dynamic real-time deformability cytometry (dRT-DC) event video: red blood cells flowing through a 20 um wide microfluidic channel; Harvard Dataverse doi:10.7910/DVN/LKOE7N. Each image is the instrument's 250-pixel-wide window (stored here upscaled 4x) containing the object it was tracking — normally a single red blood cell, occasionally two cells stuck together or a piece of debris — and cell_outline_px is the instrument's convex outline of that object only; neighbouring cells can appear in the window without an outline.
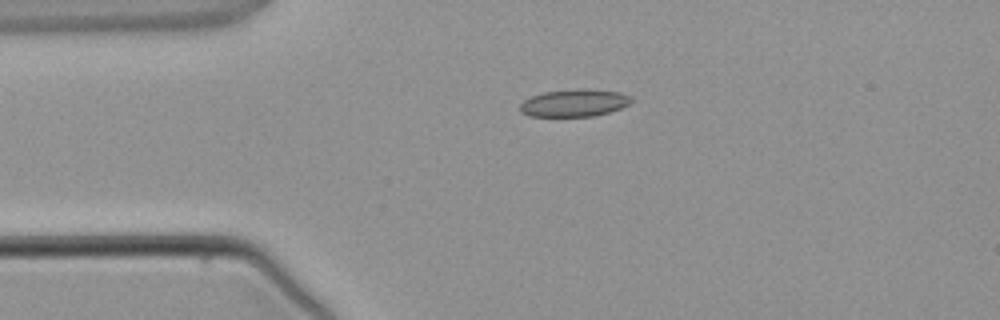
{"species": "common noctule bat (a hibernating species)", "species_latin": "Nyctalus noctula", "temperature_condition": "warm", "stored_images_in_passage": 2, "camera_frame_rate_fps": 3000, "um_per_image_px": 0.085, "animal": {"sex": "male", "body_mass_g": 21.5, "forearm_length_mm": 52.0}, "frame": {"image": 1, "passage_image": 1, "time_ms": 0.0, "image_size_px": [1000, 320], "cell_outline_px": [[632, 100], [628, 104], [620, 108], [608, 112], [592, 116], [528, 116], [520, 112], [520, 104], [524, 100], [532, 96], [544, 92], [580, 88], [588, 88], [620, 92], [632, 96]], "centroid_in_image_um": [48.81, 8.74], "position_along_channel_um": 36.2, "area_um2": 17.8}}
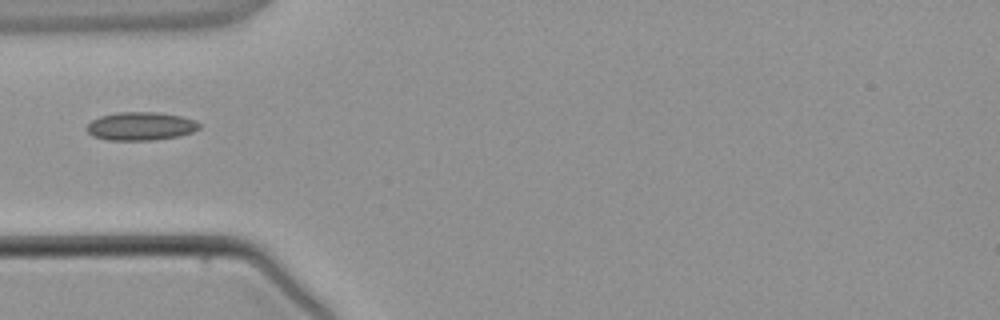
{"frame": {"image": 2, "passage_image": 2, "time_ms": 1.333, "image_size_px": [1000, 320], "cell_outline_px": [[200, 128], [192, 132], [180, 136], [152, 140], [108, 140], [92, 136], [84, 128], [92, 120], [100, 116], [120, 112], [160, 112], [180, 116], [196, 120], [200, 124]], "centroid_in_image_um": [11.96, 10.72], "position_along_channel_um": 73.0, "area_um2": 18.67}}